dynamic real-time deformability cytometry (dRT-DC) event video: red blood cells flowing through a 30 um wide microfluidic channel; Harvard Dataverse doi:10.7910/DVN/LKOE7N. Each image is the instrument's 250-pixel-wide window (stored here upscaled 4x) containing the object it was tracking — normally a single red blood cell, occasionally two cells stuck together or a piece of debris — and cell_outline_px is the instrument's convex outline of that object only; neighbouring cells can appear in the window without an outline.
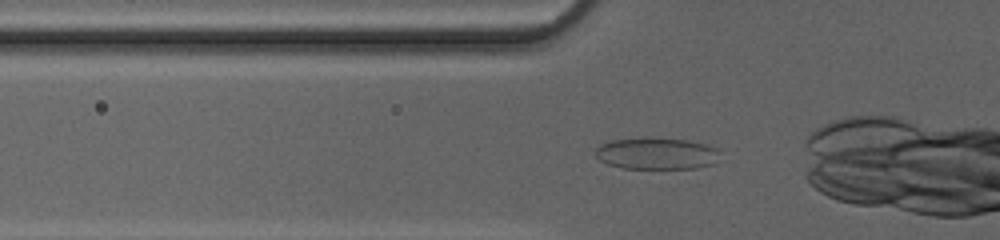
{"species": "common noctule bat (a hibernating species)", "species_latin": "Nyctalus noctula", "temperature_condition": "cold", "stored_images_in_passage": 26, "camera_frame_rate_fps": 3000, "um_per_image_px": 0.085, "animal": {"sex": "female", "body_mass_g": 20.0, "forearm_length_mm": 54.0}, "frame": {"image": 1, "passage_image": 3, "time_ms": 0.667, "image_size_px": [1000, 240], "cell_outline_px": [[716, 148], [712, 164], [696, 168], [624, 168], [608, 164], [600, 160], [592, 152], [600, 144], [608, 140], [688, 140], [704, 144]], "centroid_in_image_um": [55.7, 13.08], "position_along_channel_um": 70.1, "area_um2": 21.91}}
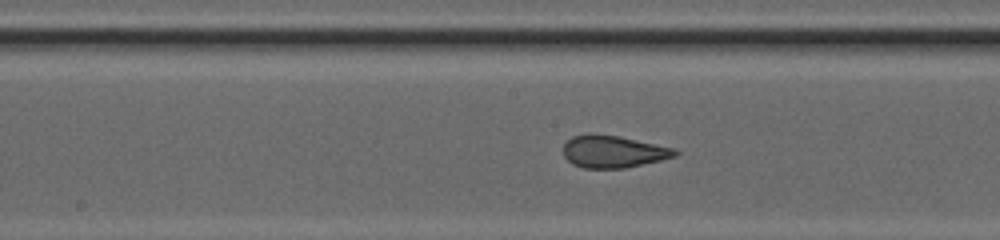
{"frame": {"image": 2, "passage_image": 12, "time_ms": 3.667, "image_size_px": [1000, 240], "cell_outline_px": [[680, 152], [676, 156], [660, 160], [624, 168], [584, 168], [572, 164], [564, 156], [564, 144], [572, 136], [620, 136], [676, 148]], "centroid_in_image_um": [52.18, 12.91], "position_along_channel_um": 196.0, "area_um2": 20.52}}
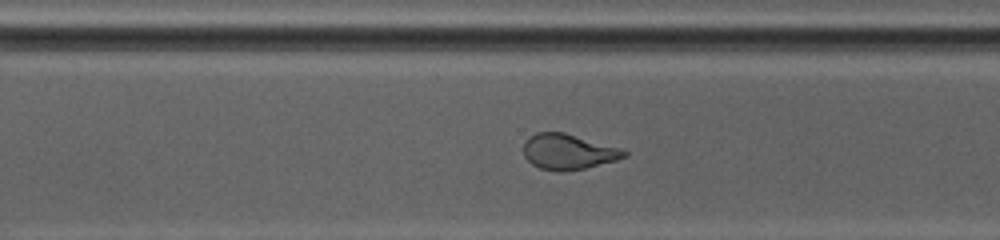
{"frame": {"image": 3, "passage_image": 21, "time_ms": 6.667, "image_size_px": [1000, 240], "cell_outline_px": [[628, 156], [616, 160], [584, 168], [564, 172], [560, 172], [540, 168], [532, 164], [524, 156], [524, 144], [528, 136], [536, 132], [564, 132], [620, 148], [628, 152]], "centroid_in_image_um": [48.28, 12.89], "position_along_channel_um": 322.3, "area_um2": 20.75}}